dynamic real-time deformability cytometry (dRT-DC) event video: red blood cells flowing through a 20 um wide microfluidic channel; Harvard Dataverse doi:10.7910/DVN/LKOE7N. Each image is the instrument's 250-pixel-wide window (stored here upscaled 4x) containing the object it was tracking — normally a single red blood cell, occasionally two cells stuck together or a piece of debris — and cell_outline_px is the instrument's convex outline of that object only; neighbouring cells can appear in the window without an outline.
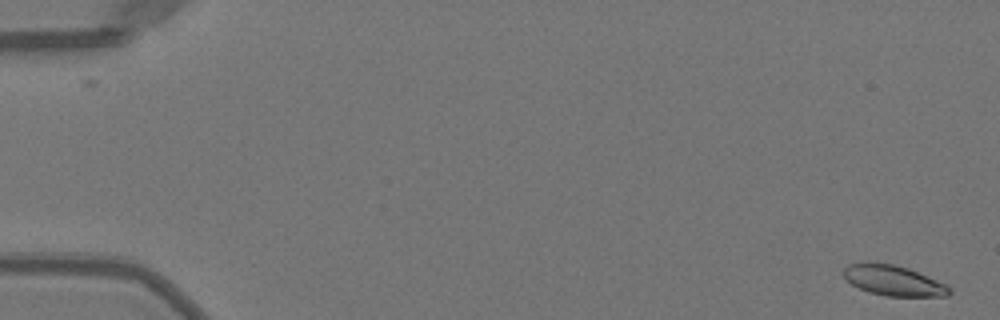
{"species": "Egyptian fruit bat (a non-hibernating species)", "species_latin": "Rousettus aegyptiacus", "temperature_condition": "warm", "stored_images_in_passage": 15, "camera_frame_rate_fps": 3000, "um_per_image_px": 0.085, "animal": {"sex": "female"}, "frame": {"image": 1, "passage_image": 2, "time_ms": 0.333, "image_size_px": [1000, 320], "cell_outline_px": [[952, 292], [948, 296], [884, 296], [868, 292], [852, 284], [844, 276], [844, 268], [848, 264], [892, 264], [908, 268], [936, 280], [952, 288]], "centroid_in_image_um": [75.98, 23.88], "position_along_channel_um": 9.0, "area_um2": 18.21}}
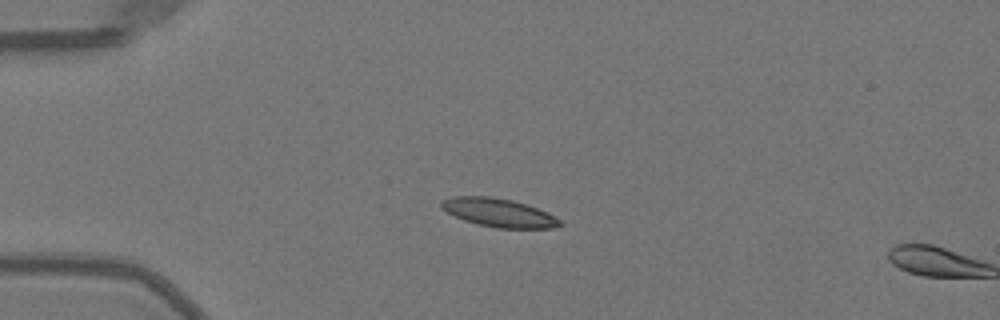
{"frame": {"image": 2, "passage_image": 14, "time_ms": 4.333, "image_size_px": [1000, 320], "cell_outline_px": [[564, 224], [556, 228], [496, 228], [476, 224], [464, 220], [440, 208], [440, 200], [452, 196], [488, 196], [512, 200], [548, 212], [560, 220]], "centroid_in_image_um": [42.38, 18.08], "position_along_channel_um": 42.6, "area_um2": 19.71}}